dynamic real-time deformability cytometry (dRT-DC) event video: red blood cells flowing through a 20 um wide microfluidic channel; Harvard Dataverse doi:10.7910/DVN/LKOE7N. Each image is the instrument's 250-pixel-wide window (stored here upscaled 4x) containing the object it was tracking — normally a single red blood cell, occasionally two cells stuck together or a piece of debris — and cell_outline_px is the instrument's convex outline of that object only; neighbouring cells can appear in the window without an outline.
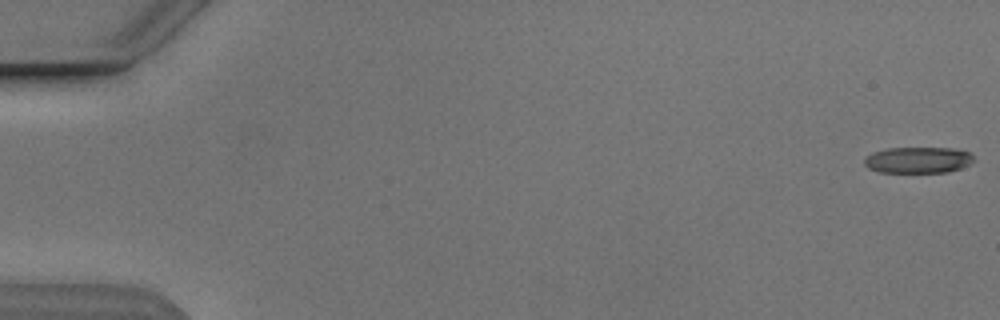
{"species": "Egyptian fruit bat (a non-hibernating species)", "species_latin": "Rousettus aegyptiacus", "temperature_condition": "cold", "stored_images_in_passage": 12, "camera_frame_rate_fps": 3000, "um_per_image_px": 0.085, "animal": {"sex": "male"}, "frame": {"image": 1, "passage_image": 1, "time_ms": 0.0, "image_size_px": [1000, 320], "cell_outline_px": [[976, 160], [972, 164], [948, 172], [880, 172], [868, 168], [864, 164], [864, 156], [872, 152], [888, 148], [952, 148], [972, 152]], "centroid_in_image_um": [78.07, 13.59], "position_along_channel_um": 6.9, "area_um2": 16.99}}